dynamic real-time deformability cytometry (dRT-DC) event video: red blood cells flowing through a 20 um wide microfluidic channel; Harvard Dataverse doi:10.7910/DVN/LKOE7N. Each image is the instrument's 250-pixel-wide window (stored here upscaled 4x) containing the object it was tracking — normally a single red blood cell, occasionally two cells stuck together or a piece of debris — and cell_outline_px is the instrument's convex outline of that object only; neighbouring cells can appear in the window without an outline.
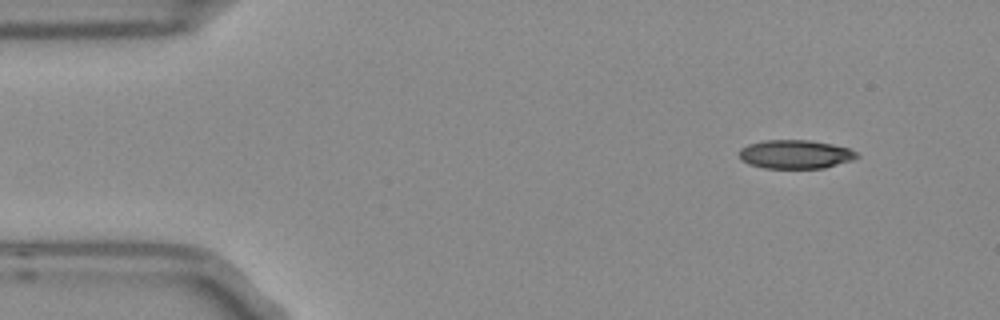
{"species": "Egyptian fruit bat (a non-hibernating species)", "species_latin": "Rousettus aegyptiacus", "temperature_condition": "room temperature", "stored_images_in_passage": 4, "camera_frame_rate_fps": 3000, "um_per_image_px": 0.085, "frame": {"image": 1, "passage_image": 1, "time_ms": 0.0, "image_size_px": [1000, 320], "cell_outline_px": [[860, 156], [852, 160], [824, 168], [764, 168], [748, 164], [740, 160], [740, 148], [748, 144], [764, 140], [808, 140], [832, 144], [848, 148], [856, 152]], "centroid_in_image_um": [67.58, 13.11], "position_along_channel_um": 17.4, "area_um2": 19.71}}
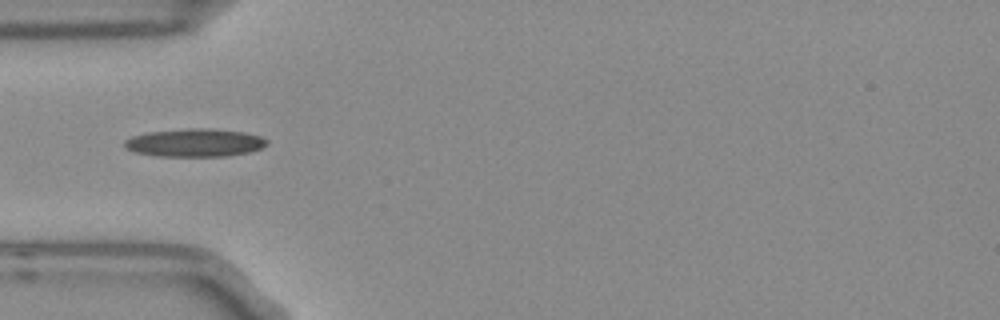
{"frame": {"image": 2, "passage_image": 4, "time_ms": 1.0, "image_size_px": [1000, 320], "cell_outline_px": [[268, 144], [260, 148], [248, 152], [224, 156], [160, 156], [136, 152], [124, 148], [124, 140], [132, 136], [148, 132], [188, 128], [212, 128], [244, 132], [260, 136], [268, 140]], "centroid_in_image_um": [16.55, 12.12], "position_along_channel_um": 68.4, "area_um2": 23.24}}